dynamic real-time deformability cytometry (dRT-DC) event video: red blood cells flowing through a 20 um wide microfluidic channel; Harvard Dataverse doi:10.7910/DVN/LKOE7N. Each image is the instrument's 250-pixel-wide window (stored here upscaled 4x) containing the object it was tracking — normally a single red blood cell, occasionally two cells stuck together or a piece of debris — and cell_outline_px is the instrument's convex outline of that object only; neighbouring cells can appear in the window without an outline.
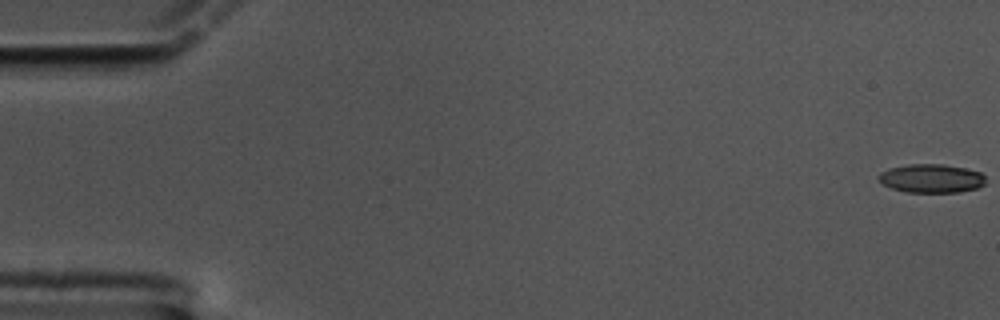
{"species": "common noctule bat (a hibernating species)", "species_latin": "Nyctalus noctula", "temperature_condition": "cold", "stored_images_in_passage": 60, "camera_frame_rate_fps": 3000, "um_per_image_px": 0.085, "animal": {"sex": "male", "body_mass_g": 17.5, "forearm_length_mm": 52.3}, "frame": {"image": 1, "passage_image": 1, "time_ms": 0.0, "image_size_px": [1000, 320], "cell_outline_px": [[984, 184], [976, 188], [960, 192], [908, 192], [892, 188], [884, 184], [876, 176], [880, 172], [888, 168], [908, 164], [944, 164], [964, 168], [980, 172], [984, 176]], "centroid_in_image_um": [79.14, 15.15], "position_along_channel_um": 5.9, "area_um2": 17.8}}
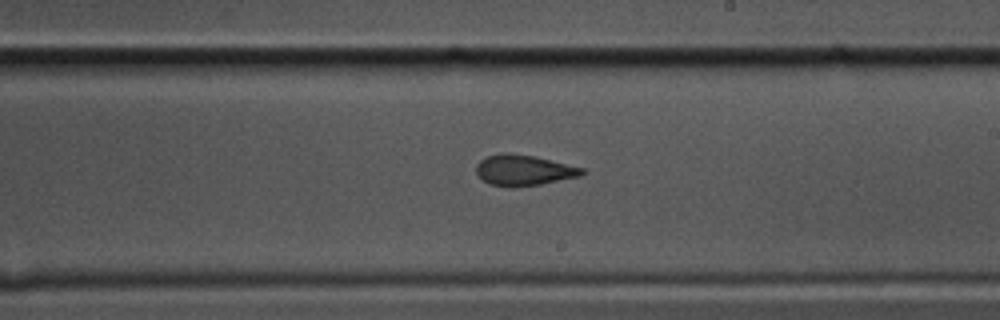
{"frame": {"image": 2, "passage_image": 35, "time_ms": 11.333, "image_size_px": [1000, 320], "cell_outline_px": [[588, 172], [580, 176], [540, 184], [512, 188], [508, 188], [488, 184], [476, 172], [476, 164], [480, 160], [488, 156], [500, 152], [508, 152], [536, 156], [584, 168]], "centroid_in_image_um": [44.52, 14.47], "position_along_channel_um": 244.5, "area_um2": 19.25}}
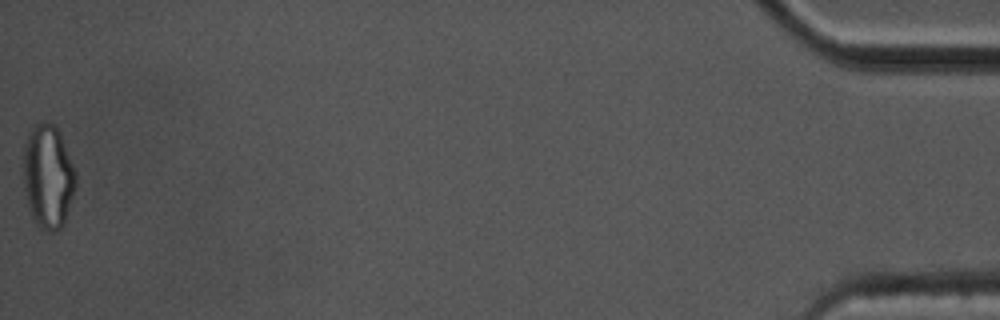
{"frame": {"image": 3, "passage_image": 60, "time_ms": 19.667, "image_size_px": [1000, 320], "cell_outline_px": [[76, 184], [64, 224], [56, 232], [48, 232], [32, 216], [28, 204], [24, 188], [24, 144], [28, 132], [36, 124], [44, 120], [48, 120], [60, 132], [76, 172]], "centroid_in_image_um": [4.09, 14.96], "position_along_channel_um": 431.1, "area_um2": 31.5}, "authors_computed_cell_mechanics": {"area_um2": 19.2474, "velocity_mm_per_s": 3.4216, "shape_relaxation_time_tau1_ms": null, "shape_relaxation_time_tau2_ms": 2.523, "deformation_change_tau1": null, "deformation_change_tau2": 0.0995}}